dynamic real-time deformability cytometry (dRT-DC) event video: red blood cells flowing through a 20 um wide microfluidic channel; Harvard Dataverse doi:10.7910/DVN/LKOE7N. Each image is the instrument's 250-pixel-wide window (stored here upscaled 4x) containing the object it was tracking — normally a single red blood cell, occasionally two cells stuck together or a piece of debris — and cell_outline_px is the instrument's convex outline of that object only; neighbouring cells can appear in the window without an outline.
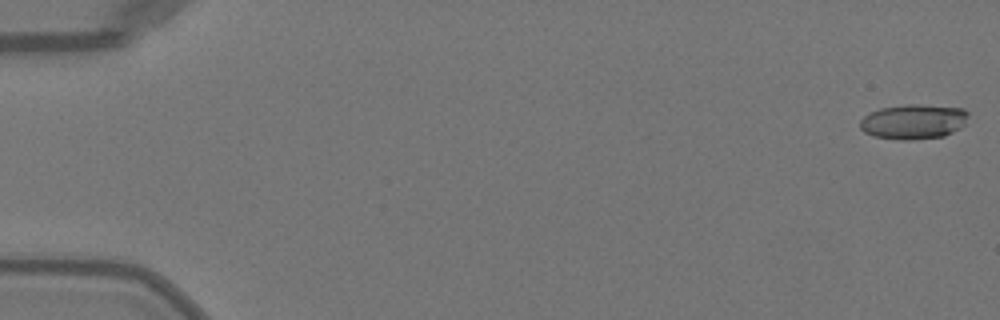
{"species": "Egyptian fruit bat (a non-hibernating species)", "species_latin": "Rousettus aegyptiacus", "temperature_condition": "warm", "stored_images_in_passage": 6, "camera_frame_rate_fps": 3000, "um_per_image_px": 0.085, "animal": {"sex": "female"}, "frame": {"image": 1, "passage_image": 1, "time_ms": 0.0, "image_size_px": [1000, 320], "cell_outline_px": [[968, 116], [964, 124], [960, 128], [944, 136], [912, 140], [900, 140], [872, 136], [864, 132], [860, 128], [860, 120], [864, 116], [880, 108], [908, 104], [920, 104], [964, 108], [968, 112]], "centroid_in_image_um": [77.65, 10.34], "position_along_channel_um": 7.4, "area_um2": 22.14}}